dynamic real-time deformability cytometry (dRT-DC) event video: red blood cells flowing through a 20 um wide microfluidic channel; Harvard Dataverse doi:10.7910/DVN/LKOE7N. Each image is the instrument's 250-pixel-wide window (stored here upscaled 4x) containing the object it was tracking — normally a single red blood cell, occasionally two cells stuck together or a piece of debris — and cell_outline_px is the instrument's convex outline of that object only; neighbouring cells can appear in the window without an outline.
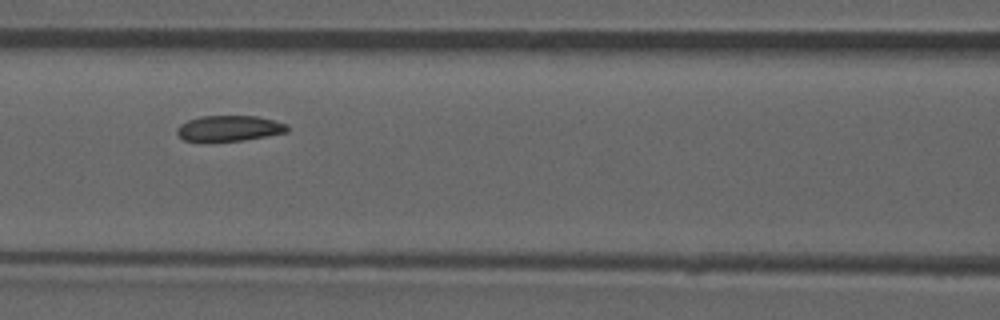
{"species": "common noctule bat (a hibernating species)", "species_latin": "Nyctalus noctula", "temperature_condition": "room temperature", "stored_images_in_passage": 45, "camera_frame_rate_fps": 3000, "um_per_image_px": 0.085, "animal": {"sex": "male", "forearm_length_mm": 52.5}, "frame": {"image": 1, "passage_image": 20, "time_ms": 6.333, "image_size_px": [1000, 320], "cell_outline_px": [[288, 132], [244, 140], [184, 140], [176, 132], [176, 128], [180, 124], [188, 120], [200, 116], [256, 116], [288, 124]], "centroid_in_image_um": [19.5, 10.89], "position_along_channel_um": 147.1, "area_um2": 16.18}}